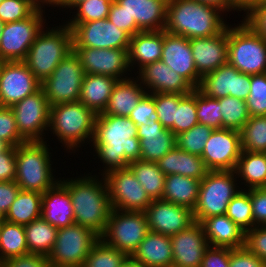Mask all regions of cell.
Returning <instances> with one entry per match:
<instances>
[{"instance_id": "cell-13", "label": "cell", "mask_w": 266, "mask_h": 267, "mask_svg": "<svg viewBox=\"0 0 266 267\" xmlns=\"http://www.w3.org/2000/svg\"><path fill=\"white\" fill-rule=\"evenodd\" d=\"M10 108L14 113L20 135L27 142H50V138H46L49 129L50 106L42 88Z\"/></svg>"}, {"instance_id": "cell-16", "label": "cell", "mask_w": 266, "mask_h": 267, "mask_svg": "<svg viewBox=\"0 0 266 267\" xmlns=\"http://www.w3.org/2000/svg\"><path fill=\"white\" fill-rule=\"evenodd\" d=\"M241 151L240 131L214 129L201 158L208 171H231L235 170Z\"/></svg>"}, {"instance_id": "cell-51", "label": "cell", "mask_w": 266, "mask_h": 267, "mask_svg": "<svg viewBox=\"0 0 266 267\" xmlns=\"http://www.w3.org/2000/svg\"><path fill=\"white\" fill-rule=\"evenodd\" d=\"M0 139L11 147H17L27 142L17 129L15 116L10 107L0 106Z\"/></svg>"}, {"instance_id": "cell-57", "label": "cell", "mask_w": 266, "mask_h": 267, "mask_svg": "<svg viewBox=\"0 0 266 267\" xmlns=\"http://www.w3.org/2000/svg\"><path fill=\"white\" fill-rule=\"evenodd\" d=\"M266 264L256 255L252 254L245 246L242 248H230L229 267H265Z\"/></svg>"}, {"instance_id": "cell-27", "label": "cell", "mask_w": 266, "mask_h": 267, "mask_svg": "<svg viewBox=\"0 0 266 267\" xmlns=\"http://www.w3.org/2000/svg\"><path fill=\"white\" fill-rule=\"evenodd\" d=\"M169 0H115L134 18L140 31L164 30Z\"/></svg>"}, {"instance_id": "cell-38", "label": "cell", "mask_w": 266, "mask_h": 267, "mask_svg": "<svg viewBox=\"0 0 266 267\" xmlns=\"http://www.w3.org/2000/svg\"><path fill=\"white\" fill-rule=\"evenodd\" d=\"M128 168L152 200L162 199L166 175L157 162L137 160L130 162Z\"/></svg>"}, {"instance_id": "cell-12", "label": "cell", "mask_w": 266, "mask_h": 267, "mask_svg": "<svg viewBox=\"0 0 266 267\" xmlns=\"http://www.w3.org/2000/svg\"><path fill=\"white\" fill-rule=\"evenodd\" d=\"M84 69L78 55L72 50L41 83L49 106L77 102L84 78Z\"/></svg>"}, {"instance_id": "cell-21", "label": "cell", "mask_w": 266, "mask_h": 267, "mask_svg": "<svg viewBox=\"0 0 266 267\" xmlns=\"http://www.w3.org/2000/svg\"><path fill=\"white\" fill-rule=\"evenodd\" d=\"M172 267H200L209 247L201 223L194 222L176 235L170 236Z\"/></svg>"}, {"instance_id": "cell-67", "label": "cell", "mask_w": 266, "mask_h": 267, "mask_svg": "<svg viewBox=\"0 0 266 267\" xmlns=\"http://www.w3.org/2000/svg\"><path fill=\"white\" fill-rule=\"evenodd\" d=\"M9 147H10V145L7 142L0 139V153L5 152Z\"/></svg>"}, {"instance_id": "cell-59", "label": "cell", "mask_w": 266, "mask_h": 267, "mask_svg": "<svg viewBox=\"0 0 266 267\" xmlns=\"http://www.w3.org/2000/svg\"><path fill=\"white\" fill-rule=\"evenodd\" d=\"M49 265L47 257L40 254H27L0 263V267H49Z\"/></svg>"}, {"instance_id": "cell-49", "label": "cell", "mask_w": 266, "mask_h": 267, "mask_svg": "<svg viewBox=\"0 0 266 267\" xmlns=\"http://www.w3.org/2000/svg\"><path fill=\"white\" fill-rule=\"evenodd\" d=\"M246 105L251 117L266 116V73L251 75L250 93Z\"/></svg>"}, {"instance_id": "cell-40", "label": "cell", "mask_w": 266, "mask_h": 267, "mask_svg": "<svg viewBox=\"0 0 266 267\" xmlns=\"http://www.w3.org/2000/svg\"><path fill=\"white\" fill-rule=\"evenodd\" d=\"M242 151L266 153V116H254L240 130Z\"/></svg>"}, {"instance_id": "cell-48", "label": "cell", "mask_w": 266, "mask_h": 267, "mask_svg": "<svg viewBox=\"0 0 266 267\" xmlns=\"http://www.w3.org/2000/svg\"><path fill=\"white\" fill-rule=\"evenodd\" d=\"M184 95L181 94H167V93H154L153 99L155 101L156 112L158 121L164 126L165 129L171 130L176 121V110L180 99Z\"/></svg>"}, {"instance_id": "cell-37", "label": "cell", "mask_w": 266, "mask_h": 267, "mask_svg": "<svg viewBox=\"0 0 266 267\" xmlns=\"http://www.w3.org/2000/svg\"><path fill=\"white\" fill-rule=\"evenodd\" d=\"M29 254H40L48 257L54 247L57 228L42 216L24 225Z\"/></svg>"}, {"instance_id": "cell-17", "label": "cell", "mask_w": 266, "mask_h": 267, "mask_svg": "<svg viewBox=\"0 0 266 267\" xmlns=\"http://www.w3.org/2000/svg\"><path fill=\"white\" fill-rule=\"evenodd\" d=\"M251 75L239 72L228 62L201 77L198 90L214 99L232 96L246 101L249 98Z\"/></svg>"}, {"instance_id": "cell-24", "label": "cell", "mask_w": 266, "mask_h": 267, "mask_svg": "<svg viewBox=\"0 0 266 267\" xmlns=\"http://www.w3.org/2000/svg\"><path fill=\"white\" fill-rule=\"evenodd\" d=\"M197 73L202 77L228 61V26L218 35L190 39Z\"/></svg>"}, {"instance_id": "cell-2", "label": "cell", "mask_w": 266, "mask_h": 267, "mask_svg": "<svg viewBox=\"0 0 266 267\" xmlns=\"http://www.w3.org/2000/svg\"><path fill=\"white\" fill-rule=\"evenodd\" d=\"M94 171L80 173L75 178L59 177V181L69 191L74 223L87 227L100 236L109 220L112 207L106 181L103 175H92Z\"/></svg>"}, {"instance_id": "cell-29", "label": "cell", "mask_w": 266, "mask_h": 267, "mask_svg": "<svg viewBox=\"0 0 266 267\" xmlns=\"http://www.w3.org/2000/svg\"><path fill=\"white\" fill-rule=\"evenodd\" d=\"M205 237L211 247L242 248L245 232L226 214L211 216L201 222Z\"/></svg>"}, {"instance_id": "cell-41", "label": "cell", "mask_w": 266, "mask_h": 267, "mask_svg": "<svg viewBox=\"0 0 266 267\" xmlns=\"http://www.w3.org/2000/svg\"><path fill=\"white\" fill-rule=\"evenodd\" d=\"M222 128L240 131L251 117L246 101L232 96L219 98Z\"/></svg>"}, {"instance_id": "cell-3", "label": "cell", "mask_w": 266, "mask_h": 267, "mask_svg": "<svg viewBox=\"0 0 266 267\" xmlns=\"http://www.w3.org/2000/svg\"><path fill=\"white\" fill-rule=\"evenodd\" d=\"M226 18L222 10L197 0H169L164 30L187 39L212 37L229 25Z\"/></svg>"}, {"instance_id": "cell-53", "label": "cell", "mask_w": 266, "mask_h": 267, "mask_svg": "<svg viewBox=\"0 0 266 267\" xmlns=\"http://www.w3.org/2000/svg\"><path fill=\"white\" fill-rule=\"evenodd\" d=\"M266 264V226H255L245 233V245Z\"/></svg>"}, {"instance_id": "cell-33", "label": "cell", "mask_w": 266, "mask_h": 267, "mask_svg": "<svg viewBox=\"0 0 266 267\" xmlns=\"http://www.w3.org/2000/svg\"><path fill=\"white\" fill-rule=\"evenodd\" d=\"M157 164L165 175L180 174L202 180L208 172L201 156L185 152L177 146L159 159Z\"/></svg>"}, {"instance_id": "cell-28", "label": "cell", "mask_w": 266, "mask_h": 267, "mask_svg": "<svg viewBox=\"0 0 266 267\" xmlns=\"http://www.w3.org/2000/svg\"><path fill=\"white\" fill-rule=\"evenodd\" d=\"M41 216L57 229L74 223V211L67 188L58 181L42 194Z\"/></svg>"}, {"instance_id": "cell-43", "label": "cell", "mask_w": 266, "mask_h": 267, "mask_svg": "<svg viewBox=\"0 0 266 267\" xmlns=\"http://www.w3.org/2000/svg\"><path fill=\"white\" fill-rule=\"evenodd\" d=\"M128 256L99 239L90 249L82 267H122Z\"/></svg>"}, {"instance_id": "cell-69", "label": "cell", "mask_w": 266, "mask_h": 267, "mask_svg": "<svg viewBox=\"0 0 266 267\" xmlns=\"http://www.w3.org/2000/svg\"><path fill=\"white\" fill-rule=\"evenodd\" d=\"M4 63H5V60L0 59V73H1Z\"/></svg>"}, {"instance_id": "cell-34", "label": "cell", "mask_w": 266, "mask_h": 267, "mask_svg": "<svg viewBox=\"0 0 266 267\" xmlns=\"http://www.w3.org/2000/svg\"><path fill=\"white\" fill-rule=\"evenodd\" d=\"M234 171L241 190L266 187V153L241 151Z\"/></svg>"}, {"instance_id": "cell-42", "label": "cell", "mask_w": 266, "mask_h": 267, "mask_svg": "<svg viewBox=\"0 0 266 267\" xmlns=\"http://www.w3.org/2000/svg\"><path fill=\"white\" fill-rule=\"evenodd\" d=\"M226 215L245 233L256 225L253 221L250 189L240 190L229 202Z\"/></svg>"}, {"instance_id": "cell-1", "label": "cell", "mask_w": 266, "mask_h": 267, "mask_svg": "<svg viewBox=\"0 0 266 267\" xmlns=\"http://www.w3.org/2000/svg\"><path fill=\"white\" fill-rule=\"evenodd\" d=\"M90 147L88 150L91 156H95L92 159L98 158L95 163L100 166L95 169H99V172L95 171L94 175L128 168L130 162L140 160L141 147L137 138V126L129 117L98 114Z\"/></svg>"}, {"instance_id": "cell-9", "label": "cell", "mask_w": 266, "mask_h": 267, "mask_svg": "<svg viewBox=\"0 0 266 267\" xmlns=\"http://www.w3.org/2000/svg\"><path fill=\"white\" fill-rule=\"evenodd\" d=\"M148 232L144 212L112 209L100 239L131 257Z\"/></svg>"}, {"instance_id": "cell-14", "label": "cell", "mask_w": 266, "mask_h": 267, "mask_svg": "<svg viewBox=\"0 0 266 267\" xmlns=\"http://www.w3.org/2000/svg\"><path fill=\"white\" fill-rule=\"evenodd\" d=\"M103 177L112 209L144 212L153 201L129 168L110 170Z\"/></svg>"}, {"instance_id": "cell-8", "label": "cell", "mask_w": 266, "mask_h": 267, "mask_svg": "<svg viewBox=\"0 0 266 267\" xmlns=\"http://www.w3.org/2000/svg\"><path fill=\"white\" fill-rule=\"evenodd\" d=\"M240 190L234 170L208 171L200 183L194 220L201 223L208 217L226 214L229 202Z\"/></svg>"}, {"instance_id": "cell-60", "label": "cell", "mask_w": 266, "mask_h": 267, "mask_svg": "<svg viewBox=\"0 0 266 267\" xmlns=\"http://www.w3.org/2000/svg\"><path fill=\"white\" fill-rule=\"evenodd\" d=\"M16 147H9L0 153V181H15L16 177Z\"/></svg>"}, {"instance_id": "cell-56", "label": "cell", "mask_w": 266, "mask_h": 267, "mask_svg": "<svg viewBox=\"0 0 266 267\" xmlns=\"http://www.w3.org/2000/svg\"><path fill=\"white\" fill-rule=\"evenodd\" d=\"M230 248L211 247L205 251L200 267H229Z\"/></svg>"}, {"instance_id": "cell-45", "label": "cell", "mask_w": 266, "mask_h": 267, "mask_svg": "<svg viewBox=\"0 0 266 267\" xmlns=\"http://www.w3.org/2000/svg\"><path fill=\"white\" fill-rule=\"evenodd\" d=\"M214 129L204 124H196L190 130L176 136L177 147L190 154L202 156L204 147Z\"/></svg>"}, {"instance_id": "cell-44", "label": "cell", "mask_w": 266, "mask_h": 267, "mask_svg": "<svg viewBox=\"0 0 266 267\" xmlns=\"http://www.w3.org/2000/svg\"><path fill=\"white\" fill-rule=\"evenodd\" d=\"M111 4L112 2L107 0H86L78 2L69 13V16L71 13L72 16L65 18L64 23H83L106 19Z\"/></svg>"}, {"instance_id": "cell-22", "label": "cell", "mask_w": 266, "mask_h": 267, "mask_svg": "<svg viewBox=\"0 0 266 267\" xmlns=\"http://www.w3.org/2000/svg\"><path fill=\"white\" fill-rule=\"evenodd\" d=\"M161 61L184 77L195 89L198 88L201 76L196 71L190 39L163 30Z\"/></svg>"}, {"instance_id": "cell-54", "label": "cell", "mask_w": 266, "mask_h": 267, "mask_svg": "<svg viewBox=\"0 0 266 267\" xmlns=\"http://www.w3.org/2000/svg\"><path fill=\"white\" fill-rule=\"evenodd\" d=\"M107 19L115 24L119 29L126 31L131 37L140 30L136 25L135 19L130 18L129 15L123 10V6L112 2Z\"/></svg>"}, {"instance_id": "cell-6", "label": "cell", "mask_w": 266, "mask_h": 267, "mask_svg": "<svg viewBox=\"0 0 266 267\" xmlns=\"http://www.w3.org/2000/svg\"><path fill=\"white\" fill-rule=\"evenodd\" d=\"M48 25L39 32L24 62L42 83L73 50L71 29L64 23ZM52 26V27H50ZM55 26V27H54Z\"/></svg>"}, {"instance_id": "cell-39", "label": "cell", "mask_w": 266, "mask_h": 267, "mask_svg": "<svg viewBox=\"0 0 266 267\" xmlns=\"http://www.w3.org/2000/svg\"><path fill=\"white\" fill-rule=\"evenodd\" d=\"M29 254L24 225L14 224L2 218L0 227V263L7 259Z\"/></svg>"}, {"instance_id": "cell-58", "label": "cell", "mask_w": 266, "mask_h": 267, "mask_svg": "<svg viewBox=\"0 0 266 267\" xmlns=\"http://www.w3.org/2000/svg\"><path fill=\"white\" fill-rule=\"evenodd\" d=\"M20 187L15 181H0V217L4 218L14 202Z\"/></svg>"}, {"instance_id": "cell-46", "label": "cell", "mask_w": 266, "mask_h": 267, "mask_svg": "<svg viewBox=\"0 0 266 267\" xmlns=\"http://www.w3.org/2000/svg\"><path fill=\"white\" fill-rule=\"evenodd\" d=\"M195 101L198 123L210 126L213 129H222V113L219 99L207 97L196 88Z\"/></svg>"}, {"instance_id": "cell-52", "label": "cell", "mask_w": 266, "mask_h": 267, "mask_svg": "<svg viewBox=\"0 0 266 267\" xmlns=\"http://www.w3.org/2000/svg\"><path fill=\"white\" fill-rule=\"evenodd\" d=\"M129 118L136 124V126L141 124L145 125L149 120L158 121L153 94L146 93L138 102L136 108L131 112Z\"/></svg>"}, {"instance_id": "cell-25", "label": "cell", "mask_w": 266, "mask_h": 267, "mask_svg": "<svg viewBox=\"0 0 266 267\" xmlns=\"http://www.w3.org/2000/svg\"><path fill=\"white\" fill-rule=\"evenodd\" d=\"M137 138L140 140V160L157 162L176 144V136L159 121H148L137 126Z\"/></svg>"}, {"instance_id": "cell-35", "label": "cell", "mask_w": 266, "mask_h": 267, "mask_svg": "<svg viewBox=\"0 0 266 267\" xmlns=\"http://www.w3.org/2000/svg\"><path fill=\"white\" fill-rule=\"evenodd\" d=\"M201 180L180 174L166 175L162 200L185 206L193 211L198 200Z\"/></svg>"}, {"instance_id": "cell-20", "label": "cell", "mask_w": 266, "mask_h": 267, "mask_svg": "<svg viewBox=\"0 0 266 267\" xmlns=\"http://www.w3.org/2000/svg\"><path fill=\"white\" fill-rule=\"evenodd\" d=\"M151 232L173 236L195 222L193 211L162 199L153 200L144 211Z\"/></svg>"}, {"instance_id": "cell-7", "label": "cell", "mask_w": 266, "mask_h": 267, "mask_svg": "<svg viewBox=\"0 0 266 267\" xmlns=\"http://www.w3.org/2000/svg\"><path fill=\"white\" fill-rule=\"evenodd\" d=\"M239 72L266 73V40L243 19L228 25V61Z\"/></svg>"}, {"instance_id": "cell-23", "label": "cell", "mask_w": 266, "mask_h": 267, "mask_svg": "<svg viewBox=\"0 0 266 267\" xmlns=\"http://www.w3.org/2000/svg\"><path fill=\"white\" fill-rule=\"evenodd\" d=\"M149 94L169 93L185 95L195 88L161 60L145 65L135 74Z\"/></svg>"}, {"instance_id": "cell-65", "label": "cell", "mask_w": 266, "mask_h": 267, "mask_svg": "<svg viewBox=\"0 0 266 267\" xmlns=\"http://www.w3.org/2000/svg\"><path fill=\"white\" fill-rule=\"evenodd\" d=\"M82 1H86V0H62V3H61V8H60V11H66L65 14H67V17L68 16V13L71 11V9L78 3V2H82ZM107 1H111V2H114L115 0H107ZM65 8V10H64ZM69 9V10H68Z\"/></svg>"}, {"instance_id": "cell-55", "label": "cell", "mask_w": 266, "mask_h": 267, "mask_svg": "<svg viewBox=\"0 0 266 267\" xmlns=\"http://www.w3.org/2000/svg\"><path fill=\"white\" fill-rule=\"evenodd\" d=\"M253 221L256 226H266V187L251 188Z\"/></svg>"}, {"instance_id": "cell-61", "label": "cell", "mask_w": 266, "mask_h": 267, "mask_svg": "<svg viewBox=\"0 0 266 267\" xmlns=\"http://www.w3.org/2000/svg\"><path fill=\"white\" fill-rule=\"evenodd\" d=\"M243 20L266 40V0L256 6Z\"/></svg>"}, {"instance_id": "cell-47", "label": "cell", "mask_w": 266, "mask_h": 267, "mask_svg": "<svg viewBox=\"0 0 266 267\" xmlns=\"http://www.w3.org/2000/svg\"><path fill=\"white\" fill-rule=\"evenodd\" d=\"M196 124H198V119L194 89L180 99L178 109L176 110V121L170 131L177 136L190 130Z\"/></svg>"}, {"instance_id": "cell-68", "label": "cell", "mask_w": 266, "mask_h": 267, "mask_svg": "<svg viewBox=\"0 0 266 267\" xmlns=\"http://www.w3.org/2000/svg\"><path fill=\"white\" fill-rule=\"evenodd\" d=\"M3 29H4V23L0 20V41Z\"/></svg>"}, {"instance_id": "cell-18", "label": "cell", "mask_w": 266, "mask_h": 267, "mask_svg": "<svg viewBox=\"0 0 266 267\" xmlns=\"http://www.w3.org/2000/svg\"><path fill=\"white\" fill-rule=\"evenodd\" d=\"M85 74L107 75L118 80L131 77L127 49L73 47Z\"/></svg>"}, {"instance_id": "cell-64", "label": "cell", "mask_w": 266, "mask_h": 267, "mask_svg": "<svg viewBox=\"0 0 266 267\" xmlns=\"http://www.w3.org/2000/svg\"><path fill=\"white\" fill-rule=\"evenodd\" d=\"M29 1L36 7V9H42L47 11L46 10L47 7H51L48 13L52 8L56 9L55 7L58 8L57 10H60L62 3V0H29Z\"/></svg>"}, {"instance_id": "cell-50", "label": "cell", "mask_w": 266, "mask_h": 267, "mask_svg": "<svg viewBox=\"0 0 266 267\" xmlns=\"http://www.w3.org/2000/svg\"><path fill=\"white\" fill-rule=\"evenodd\" d=\"M36 7L29 0H3L0 3V20L6 24L29 17Z\"/></svg>"}, {"instance_id": "cell-10", "label": "cell", "mask_w": 266, "mask_h": 267, "mask_svg": "<svg viewBox=\"0 0 266 267\" xmlns=\"http://www.w3.org/2000/svg\"><path fill=\"white\" fill-rule=\"evenodd\" d=\"M100 239L93 230L73 223L57 230L54 247L47 259L50 265L82 267L90 249Z\"/></svg>"}, {"instance_id": "cell-63", "label": "cell", "mask_w": 266, "mask_h": 267, "mask_svg": "<svg viewBox=\"0 0 266 267\" xmlns=\"http://www.w3.org/2000/svg\"><path fill=\"white\" fill-rule=\"evenodd\" d=\"M198 2L215 6L222 10L227 16L229 13H233L232 0H197Z\"/></svg>"}, {"instance_id": "cell-66", "label": "cell", "mask_w": 266, "mask_h": 267, "mask_svg": "<svg viewBox=\"0 0 266 267\" xmlns=\"http://www.w3.org/2000/svg\"><path fill=\"white\" fill-rule=\"evenodd\" d=\"M122 267H144L139 262L134 261L131 257H128L127 260L123 263Z\"/></svg>"}, {"instance_id": "cell-36", "label": "cell", "mask_w": 266, "mask_h": 267, "mask_svg": "<svg viewBox=\"0 0 266 267\" xmlns=\"http://www.w3.org/2000/svg\"><path fill=\"white\" fill-rule=\"evenodd\" d=\"M42 194L20 190L5 217V221L26 225L41 217Z\"/></svg>"}, {"instance_id": "cell-11", "label": "cell", "mask_w": 266, "mask_h": 267, "mask_svg": "<svg viewBox=\"0 0 266 267\" xmlns=\"http://www.w3.org/2000/svg\"><path fill=\"white\" fill-rule=\"evenodd\" d=\"M46 11L36 9L29 17L4 24L0 41V59L24 61L36 36L47 24ZM48 17V19H47Z\"/></svg>"}, {"instance_id": "cell-4", "label": "cell", "mask_w": 266, "mask_h": 267, "mask_svg": "<svg viewBox=\"0 0 266 267\" xmlns=\"http://www.w3.org/2000/svg\"><path fill=\"white\" fill-rule=\"evenodd\" d=\"M96 116L79 101L52 105L50 106L48 134L51 132L50 137L56 138L51 139L62 144L64 152L71 153L70 156L76 154L78 157L84 145V149L88 144V147L91 145Z\"/></svg>"}, {"instance_id": "cell-5", "label": "cell", "mask_w": 266, "mask_h": 267, "mask_svg": "<svg viewBox=\"0 0 266 267\" xmlns=\"http://www.w3.org/2000/svg\"><path fill=\"white\" fill-rule=\"evenodd\" d=\"M50 150L53 151L47 141H30L16 147L15 182L21 190L43 194L60 180L55 174L58 167L53 165L58 162H54Z\"/></svg>"}, {"instance_id": "cell-31", "label": "cell", "mask_w": 266, "mask_h": 267, "mask_svg": "<svg viewBox=\"0 0 266 267\" xmlns=\"http://www.w3.org/2000/svg\"><path fill=\"white\" fill-rule=\"evenodd\" d=\"M146 93L144 86L135 75L118 80L102 114L129 117Z\"/></svg>"}, {"instance_id": "cell-32", "label": "cell", "mask_w": 266, "mask_h": 267, "mask_svg": "<svg viewBox=\"0 0 266 267\" xmlns=\"http://www.w3.org/2000/svg\"><path fill=\"white\" fill-rule=\"evenodd\" d=\"M117 81L107 75L85 74L78 101L96 115L102 114Z\"/></svg>"}, {"instance_id": "cell-30", "label": "cell", "mask_w": 266, "mask_h": 267, "mask_svg": "<svg viewBox=\"0 0 266 267\" xmlns=\"http://www.w3.org/2000/svg\"><path fill=\"white\" fill-rule=\"evenodd\" d=\"M131 258L144 267H172L170 236L149 231Z\"/></svg>"}, {"instance_id": "cell-19", "label": "cell", "mask_w": 266, "mask_h": 267, "mask_svg": "<svg viewBox=\"0 0 266 267\" xmlns=\"http://www.w3.org/2000/svg\"><path fill=\"white\" fill-rule=\"evenodd\" d=\"M41 88L24 61H5L0 73V106L11 107Z\"/></svg>"}, {"instance_id": "cell-15", "label": "cell", "mask_w": 266, "mask_h": 267, "mask_svg": "<svg viewBox=\"0 0 266 267\" xmlns=\"http://www.w3.org/2000/svg\"><path fill=\"white\" fill-rule=\"evenodd\" d=\"M65 24L71 29L73 47L128 49L131 36L107 18Z\"/></svg>"}, {"instance_id": "cell-26", "label": "cell", "mask_w": 266, "mask_h": 267, "mask_svg": "<svg viewBox=\"0 0 266 267\" xmlns=\"http://www.w3.org/2000/svg\"><path fill=\"white\" fill-rule=\"evenodd\" d=\"M162 49L163 30L140 31L132 36L127 49V61L131 73L136 74L137 70L145 65L161 60Z\"/></svg>"}, {"instance_id": "cell-62", "label": "cell", "mask_w": 266, "mask_h": 267, "mask_svg": "<svg viewBox=\"0 0 266 267\" xmlns=\"http://www.w3.org/2000/svg\"><path fill=\"white\" fill-rule=\"evenodd\" d=\"M264 1L265 0H232V7H233L234 14H235V11H236L238 13L239 17L242 16V18H244L256 6L260 5ZM239 13L240 14L242 13V15H239Z\"/></svg>"}]
</instances>
